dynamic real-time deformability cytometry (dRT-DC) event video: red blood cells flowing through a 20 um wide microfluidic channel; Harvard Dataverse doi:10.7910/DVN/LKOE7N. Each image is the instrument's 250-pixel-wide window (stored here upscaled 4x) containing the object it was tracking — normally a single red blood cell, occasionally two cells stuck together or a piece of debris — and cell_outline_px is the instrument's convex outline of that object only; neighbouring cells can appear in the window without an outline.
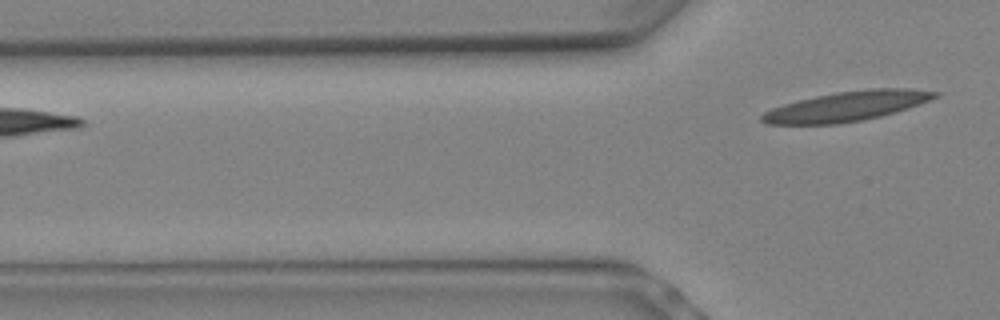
{"species": "Egyptian fruit bat (a non-hibernating species)", "species_latin": "Rousettus aegyptiacus", "temperature_condition": "warm", "stored_images_in_passage": 5, "segment_of_instrument_passage": [2, 2], "camera_frame_rate_fps": 3000, "um_per_image_px": 0.085, "animal": {"sex": "female"}, "frame": {"image": 1, "passage_image": 5, "time_ms": 1.333, "image_size_px": [1000, 320], "cell_outline_px": [[940, 96], [908, 108], [896, 112], [880, 116], [860, 120], [836, 124], [768, 124], [760, 120], [760, 116], [764, 112], [772, 108], [784, 104], [816, 96], [836, 92], [872, 88], [908, 88], [940, 92]], "centroid_in_image_um": [72.0, 9.03], "position_along_channel_um": 53.8, "area_um2": 29.82}}